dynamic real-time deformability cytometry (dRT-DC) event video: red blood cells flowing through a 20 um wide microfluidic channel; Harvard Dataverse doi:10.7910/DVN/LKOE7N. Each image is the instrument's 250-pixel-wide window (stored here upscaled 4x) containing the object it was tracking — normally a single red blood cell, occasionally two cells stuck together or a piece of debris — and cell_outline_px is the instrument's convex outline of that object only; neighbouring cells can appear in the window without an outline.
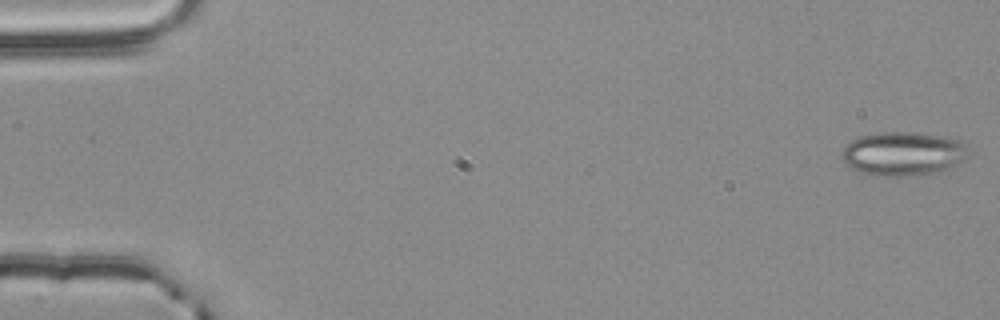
{"species": "common noctule bat (a hibernating species)", "species_latin": "Nyctalus noctula", "temperature_condition": "room temperature", "stored_images_in_passage": 25, "camera_frame_rate_fps": 3000, "um_per_image_px": 0.085, "animal": {"sex": "male", "body_mass_g": 20.4}, "frame": {"image": 1, "passage_image": 1, "time_ms": 0.0, "image_size_px": [1000, 320], "cell_outline_px": [[968, 160], [940, 172], [904, 176], [876, 176], [860, 172], [852, 168], [844, 160], [844, 144], [860, 136], [876, 132], [908, 132], [940, 136], [960, 140], [964, 144], [968, 156]], "centroid_in_image_um": [76.79, 13.07], "position_along_channel_um": 8.2, "area_um2": 32.31}}
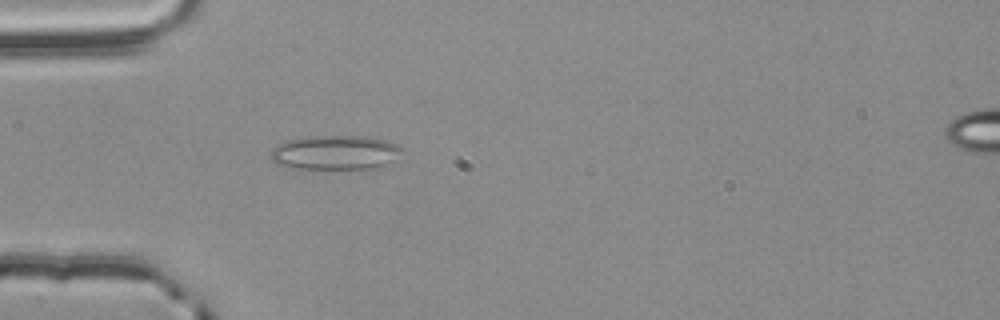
{"frame": {"image": 2, "passage_image": 17, "time_ms": 5.333, "image_size_px": [1000, 320], "cell_outline_px": [[404, 148], [396, 160], [384, 168], [284, 168], [276, 164], [272, 160], [272, 148], [288, 140], [308, 136], [368, 136], [384, 140], [396, 144]], "centroid_in_image_um": [28.55, 12.97], "position_along_channel_um": 56.5, "area_um2": 26.53}}
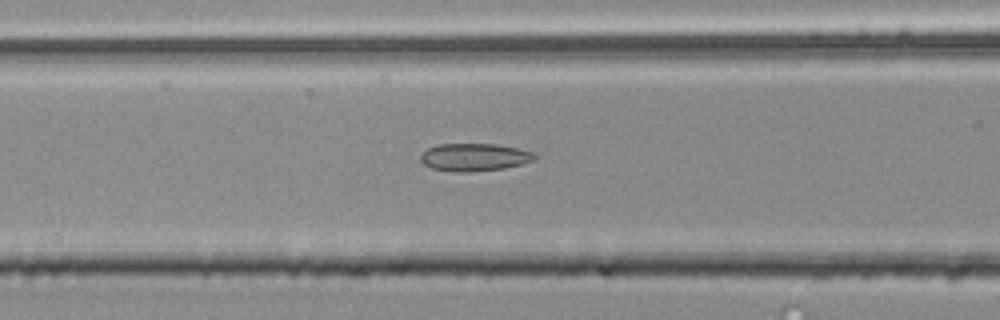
{"frame": {"image": 3, "passage_image": 23, "time_ms": 7.333, "image_size_px": [1000, 320], "cell_outline_px": [[540, 156], [532, 160], [520, 164], [504, 168], [468, 172], [452, 172], [432, 168], [424, 164], [420, 160], [420, 156], [428, 148], [436, 144], [496, 144], [516, 148], [532, 152]], "centroid_in_image_um": [40.3, 13.36], "position_along_channel_um": 126.3, "area_um2": 18.32}}